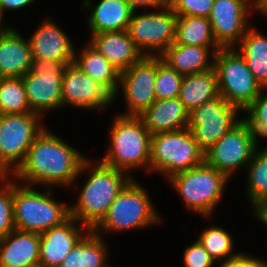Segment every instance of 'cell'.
<instances>
[{"label":"cell","mask_w":267,"mask_h":267,"mask_svg":"<svg viewBox=\"0 0 267 267\" xmlns=\"http://www.w3.org/2000/svg\"><path fill=\"white\" fill-rule=\"evenodd\" d=\"M225 261H221L220 267H241V253L234 259H224Z\"/></svg>","instance_id":"b9f144b4"},{"label":"cell","mask_w":267,"mask_h":267,"mask_svg":"<svg viewBox=\"0 0 267 267\" xmlns=\"http://www.w3.org/2000/svg\"><path fill=\"white\" fill-rule=\"evenodd\" d=\"M76 220L69 217L62 224L40 234L39 264L46 267H59L64 258L83 238Z\"/></svg>","instance_id":"e0dca14e"},{"label":"cell","mask_w":267,"mask_h":267,"mask_svg":"<svg viewBox=\"0 0 267 267\" xmlns=\"http://www.w3.org/2000/svg\"><path fill=\"white\" fill-rule=\"evenodd\" d=\"M238 110L219 95L189 113L188 129L204 154L241 121Z\"/></svg>","instance_id":"8fae6325"},{"label":"cell","mask_w":267,"mask_h":267,"mask_svg":"<svg viewBox=\"0 0 267 267\" xmlns=\"http://www.w3.org/2000/svg\"><path fill=\"white\" fill-rule=\"evenodd\" d=\"M156 80V54L144 56L139 62L120 73L121 87L128 105V114L140 116L157 99L154 90Z\"/></svg>","instance_id":"5bb4252c"},{"label":"cell","mask_w":267,"mask_h":267,"mask_svg":"<svg viewBox=\"0 0 267 267\" xmlns=\"http://www.w3.org/2000/svg\"><path fill=\"white\" fill-rule=\"evenodd\" d=\"M93 45L120 73L145 55L135 46L128 31H105L92 34Z\"/></svg>","instance_id":"ac0fdd59"},{"label":"cell","mask_w":267,"mask_h":267,"mask_svg":"<svg viewBox=\"0 0 267 267\" xmlns=\"http://www.w3.org/2000/svg\"><path fill=\"white\" fill-rule=\"evenodd\" d=\"M199 243L210 254L214 261L236 258L240 253L233 254V241L231 235L221 227H210L205 229L198 238ZM232 252V253H231Z\"/></svg>","instance_id":"4dcf8cb0"},{"label":"cell","mask_w":267,"mask_h":267,"mask_svg":"<svg viewBox=\"0 0 267 267\" xmlns=\"http://www.w3.org/2000/svg\"><path fill=\"white\" fill-rule=\"evenodd\" d=\"M213 3L214 0H174L170 7L177 15L208 18Z\"/></svg>","instance_id":"d590c367"},{"label":"cell","mask_w":267,"mask_h":267,"mask_svg":"<svg viewBox=\"0 0 267 267\" xmlns=\"http://www.w3.org/2000/svg\"><path fill=\"white\" fill-rule=\"evenodd\" d=\"M40 234L14 229L0 239V267L39 264Z\"/></svg>","instance_id":"d6986e66"},{"label":"cell","mask_w":267,"mask_h":267,"mask_svg":"<svg viewBox=\"0 0 267 267\" xmlns=\"http://www.w3.org/2000/svg\"><path fill=\"white\" fill-rule=\"evenodd\" d=\"M167 5H171L173 2H174V0H163Z\"/></svg>","instance_id":"f6af8a7d"},{"label":"cell","mask_w":267,"mask_h":267,"mask_svg":"<svg viewBox=\"0 0 267 267\" xmlns=\"http://www.w3.org/2000/svg\"><path fill=\"white\" fill-rule=\"evenodd\" d=\"M249 6L248 0H214L208 19L215 41L222 48H232L250 28L246 26Z\"/></svg>","instance_id":"9a60e30c"},{"label":"cell","mask_w":267,"mask_h":267,"mask_svg":"<svg viewBox=\"0 0 267 267\" xmlns=\"http://www.w3.org/2000/svg\"><path fill=\"white\" fill-rule=\"evenodd\" d=\"M219 95L217 74L212 68L184 76L178 98L190 113Z\"/></svg>","instance_id":"d4e9b609"},{"label":"cell","mask_w":267,"mask_h":267,"mask_svg":"<svg viewBox=\"0 0 267 267\" xmlns=\"http://www.w3.org/2000/svg\"><path fill=\"white\" fill-rule=\"evenodd\" d=\"M255 215L258 216L265 225H267V197L258 199L253 203Z\"/></svg>","instance_id":"f35d334b"},{"label":"cell","mask_w":267,"mask_h":267,"mask_svg":"<svg viewBox=\"0 0 267 267\" xmlns=\"http://www.w3.org/2000/svg\"><path fill=\"white\" fill-rule=\"evenodd\" d=\"M134 15L133 12L127 31L135 46L145 56L152 54L144 53V48L156 49L160 56L175 42L177 14L170 5L164 11Z\"/></svg>","instance_id":"4fadbf2b"},{"label":"cell","mask_w":267,"mask_h":267,"mask_svg":"<svg viewBox=\"0 0 267 267\" xmlns=\"http://www.w3.org/2000/svg\"><path fill=\"white\" fill-rule=\"evenodd\" d=\"M133 11L140 6H148V7H166L167 4L163 0H127Z\"/></svg>","instance_id":"ab89813d"},{"label":"cell","mask_w":267,"mask_h":267,"mask_svg":"<svg viewBox=\"0 0 267 267\" xmlns=\"http://www.w3.org/2000/svg\"><path fill=\"white\" fill-rule=\"evenodd\" d=\"M91 172L77 204L70 207V216L76 221H82L88 232L102 220L111 203L132 180L128 176L124 179L123 171L102 162Z\"/></svg>","instance_id":"7a4b0ae2"},{"label":"cell","mask_w":267,"mask_h":267,"mask_svg":"<svg viewBox=\"0 0 267 267\" xmlns=\"http://www.w3.org/2000/svg\"><path fill=\"white\" fill-rule=\"evenodd\" d=\"M51 194V190L42 194L13 183L15 229L41 234L66 221L70 217V207L50 198Z\"/></svg>","instance_id":"277c9868"},{"label":"cell","mask_w":267,"mask_h":267,"mask_svg":"<svg viewBox=\"0 0 267 267\" xmlns=\"http://www.w3.org/2000/svg\"><path fill=\"white\" fill-rule=\"evenodd\" d=\"M241 267H267V261L241 254Z\"/></svg>","instance_id":"60d3db41"},{"label":"cell","mask_w":267,"mask_h":267,"mask_svg":"<svg viewBox=\"0 0 267 267\" xmlns=\"http://www.w3.org/2000/svg\"><path fill=\"white\" fill-rule=\"evenodd\" d=\"M2 16H3V13L2 11L0 10V35L4 34L5 32L9 31L11 28H5V27H2L1 26V21H2ZM2 27V28H1ZM4 28V29H3Z\"/></svg>","instance_id":"ee69618b"},{"label":"cell","mask_w":267,"mask_h":267,"mask_svg":"<svg viewBox=\"0 0 267 267\" xmlns=\"http://www.w3.org/2000/svg\"><path fill=\"white\" fill-rule=\"evenodd\" d=\"M184 76L170 68L156 55V99L176 98L179 95Z\"/></svg>","instance_id":"d6a6232c"},{"label":"cell","mask_w":267,"mask_h":267,"mask_svg":"<svg viewBox=\"0 0 267 267\" xmlns=\"http://www.w3.org/2000/svg\"><path fill=\"white\" fill-rule=\"evenodd\" d=\"M66 66L63 61L32 58L31 70L21 77L32 112L41 114L63 106L62 77Z\"/></svg>","instance_id":"30bf717a"},{"label":"cell","mask_w":267,"mask_h":267,"mask_svg":"<svg viewBox=\"0 0 267 267\" xmlns=\"http://www.w3.org/2000/svg\"><path fill=\"white\" fill-rule=\"evenodd\" d=\"M219 94L231 105L245 110L260 94L263 87L248 69L243 56L232 48L213 53Z\"/></svg>","instance_id":"8992f818"},{"label":"cell","mask_w":267,"mask_h":267,"mask_svg":"<svg viewBox=\"0 0 267 267\" xmlns=\"http://www.w3.org/2000/svg\"><path fill=\"white\" fill-rule=\"evenodd\" d=\"M15 229L13 218V182L0 189V239Z\"/></svg>","instance_id":"e575fe53"},{"label":"cell","mask_w":267,"mask_h":267,"mask_svg":"<svg viewBox=\"0 0 267 267\" xmlns=\"http://www.w3.org/2000/svg\"><path fill=\"white\" fill-rule=\"evenodd\" d=\"M31 267H46V266L38 264V265H35V266H31Z\"/></svg>","instance_id":"bcb514c9"},{"label":"cell","mask_w":267,"mask_h":267,"mask_svg":"<svg viewBox=\"0 0 267 267\" xmlns=\"http://www.w3.org/2000/svg\"><path fill=\"white\" fill-rule=\"evenodd\" d=\"M184 263L186 267H211L214 264V259L197 240L186 248Z\"/></svg>","instance_id":"8d00e7d4"},{"label":"cell","mask_w":267,"mask_h":267,"mask_svg":"<svg viewBox=\"0 0 267 267\" xmlns=\"http://www.w3.org/2000/svg\"><path fill=\"white\" fill-rule=\"evenodd\" d=\"M39 114H0V180L7 179L9 166L13 172L24 162L28 149L45 129L39 126ZM16 161V163H15Z\"/></svg>","instance_id":"ba28073f"},{"label":"cell","mask_w":267,"mask_h":267,"mask_svg":"<svg viewBox=\"0 0 267 267\" xmlns=\"http://www.w3.org/2000/svg\"><path fill=\"white\" fill-rule=\"evenodd\" d=\"M260 94L255 100L244 110L249 113V117L244 119L254 135L267 136V93ZM263 96V97H262Z\"/></svg>","instance_id":"836d02e7"},{"label":"cell","mask_w":267,"mask_h":267,"mask_svg":"<svg viewBox=\"0 0 267 267\" xmlns=\"http://www.w3.org/2000/svg\"><path fill=\"white\" fill-rule=\"evenodd\" d=\"M256 138L242 119L205 153L204 161L229 178L235 168L250 162L257 148Z\"/></svg>","instance_id":"7c38bea8"},{"label":"cell","mask_w":267,"mask_h":267,"mask_svg":"<svg viewBox=\"0 0 267 267\" xmlns=\"http://www.w3.org/2000/svg\"><path fill=\"white\" fill-rule=\"evenodd\" d=\"M35 0H0V10L2 13L5 10H15L25 7L26 5L31 4Z\"/></svg>","instance_id":"74e56055"},{"label":"cell","mask_w":267,"mask_h":267,"mask_svg":"<svg viewBox=\"0 0 267 267\" xmlns=\"http://www.w3.org/2000/svg\"><path fill=\"white\" fill-rule=\"evenodd\" d=\"M32 58L74 63L75 52L70 39L53 22L46 21L29 39Z\"/></svg>","instance_id":"44dd1931"},{"label":"cell","mask_w":267,"mask_h":267,"mask_svg":"<svg viewBox=\"0 0 267 267\" xmlns=\"http://www.w3.org/2000/svg\"><path fill=\"white\" fill-rule=\"evenodd\" d=\"M209 47L211 46H194L179 45L173 43L159 57L170 68L177 71L182 76L193 73L211 70L213 63H208Z\"/></svg>","instance_id":"603a6c76"},{"label":"cell","mask_w":267,"mask_h":267,"mask_svg":"<svg viewBox=\"0 0 267 267\" xmlns=\"http://www.w3.org/2000/svg\"><path fill=\"white\" fill-rule=\"evenodd\" d=\"M248 165V193L251 202L254 203L267 197V148L261 152H257L256 148Z\"/></svg>","instance_id":"1f68e13d"},{"label":"cell","mask_w":267,"mask_h":267,"mask_svg":"<svg viewBox=\"0 0 267 267\" xmlns=\"http://www.w3.org/2000/svg\"><path fill=\"white\" fill-rule=\"evenodd\" d=\"M64 258L59 267H106L107 252L98 232L90 230Z\"/></svg>","instance_id":"f1b7e54d"},{"label":"cell","mask_w":267,"mask_h":267,"mask_svg":"<svg viewBox=\"0 0 267 267\" xmlns=\"http://www.w3.org/2000/svg\"><path fill=\"white\" fill-rule=\"evenodd\" d=\"M32 54L29 41L14 29L0 35V77L18 78L31 70Z\"/></svg>","instance_id":"7402d4cb"},{"label":"cell","mask_w":267,"mask_h":267,"mask_svg":"<svg viewBox=\"0 0 267 267\" xmlns=\"http://www.w3.org/2000/svg\"><path fill=\"white\" fill-rule=\"evenodd\" d=\"M204 155L188 128L151 135L150 171H163L170 178L201 165Z\"/></svg>","instance_id":"5b68a950"},{"label":"cell","mask_w":267,"mask_h":267,"mask_svg":"<svg viewBox=\"0 0 267 267\" xmlns=\"http://www.w3.org/2000/svg\"><path fill=\"white\" fill-rule=\"evenodd\" d=\"M175 44L214 46V54L222 47L215 41L210 20L199 16L177 15Z\"/></svg>","instance_id":"4316f807"},{"label":"cell","mask_w":267,"mask_h":267,"mask_svg":"<svg viewBox=\"0 0 267 267\" xmlns=\"http://www.w3.org/2000/svg\"><path fill=\"white\" fill-rule=\"evenodd\" d=\"M114 96L100 83L85 74L77 65L66 66L62 77L63 105L73 104L85 108H102L112 102Z\"/></svg>","instance_id":"2e32d148"},{"label":"cell","mask_w":267,"mask_h":267,"mask_svg":"<svg viewBox=\"0 0 267 267\" xmlns=\"http://www.w3.org/2000/svg\"><path fill=\"white\" fill-rule=\"evenodd\" d=\"M110 131V149L101 162L124 172L146 165L150 171L151 134L143 121L137 116L118 115Z\"/></svg>","instance_id":"3957f363"},{"label":"cell","mask_w":267,"mask_h":267,"mask_svg":"<svg viewBox=\"0 0 267 267\" xmlns=\"http://www.w3.org/2000/svg\"><path fill=\"white\" fill-rule=\"evenodd\" d=\"M133 9L127 0H101L88 20L92 34L105 31H126Z\"/></svg>","instance_id":"cb8c5ba5"},{"label":"cell","mask_w":267,"mask_h":267,"mask_svg":"<svg viewBox=\"0 0 267 267\" xmlns=\"http://www.w3.org/2000/svg\"><path fill=\"white\" fill-rule=\"evenodd\" d=\"M240 54L255 79L267 88V38L258 31L248 28L242 37Z\"/></svg>","instance_id":"83f0119b"},{"label":"cell","mask_w":267,"mask_h":267,"mask_svg":"<svg viewBox=\"0 0 267 267\" xmlns=\"http://www.w3.org/2000/svg\"><path fill=\"white\" fill-rule=\"evenodd\" d=\"M90 161L51 132L43 130L13 174L29 183L72 185Z\"/></svg>","instance_id":"6da1fadb"},{"label":"cell","mask_w":267,"mask_h":267,"mask_svg":"<svg viewBox=\"0 0 267 267\" xmlns=\"http://www.w3.org/2000/svg\"><path fill=\"white\" fill-rule=\"evenodd\" d=\"M151 135L188 128L189 112L178 97L157 99L140 116Z\"/></svg>","instance_id":"ffe728a7"},{"label":"cell","mask_w":267,"mask_h":267,"mask_svg":"<svg viewBox=\"0 0 267 267\" xmlns=\"http://www.w3.org/2000/svg\"><path fill=\"white\" fill-rule=\"evenodd\" d=\"M253 7L267 16V0H255Z\"/></svg>","instance_id":"7bdbcfd3"},{"label":"cell","mask_w":267,"mask_h":267,"mask_svg":"<svg viewBox=\"0 0 267 267\" xmlns=\"http://www.w3.org/2000/svg\"><path fill=\"white\" fill-rule=\"evenodd\" d=\"M30 112L32 111L26 98L22 78H2L0 81V114Z\"/></svg>","instance_id":"f546056e"},{"label":"cell","mask_w":267,"mask_h":267,"mask_svg":"<svg viewBox=\"0 0 267 267\" xmlns=\"http://www.w3.org/2000/svg\"><path fill=\"white\" fill-rule=\"evenodd\" d=\"M89 45L79 59L75 56L74 64L94 81L103 85L115 98L120 72L93 45Z\"/></svg>","instance_id":"484cf974"},{"label":"cell","mask_w":267,"mask_h":267,"mask_svg":"<svg viewBox=\"0 0 267 267\" xmlns=\"http://www.w3.org/2000/svg\"><path fill=\"white\" fill-rule=\"evenodd\" d=\"M147 195L135 180H131L111 203L106 215L92 231L97 232L98 227L107 231H123L160 222Z\"/></svg>","instance_id":"9c48e42d"},{"label":"cell","mask_w":267,"mask_h":267,"mask_svg":"<svg viewBox=\"0 0 267 267\" xmlns=\"http://www.w3.org/2000/svg\"><path fill=\"white\" fill-rule=\"evenodd\" d=\"M187 208L208 216L220 199L228 177L205 161L170 177Z\"/></svg>","instance_id":"52a82bcc"}]
</instances>
